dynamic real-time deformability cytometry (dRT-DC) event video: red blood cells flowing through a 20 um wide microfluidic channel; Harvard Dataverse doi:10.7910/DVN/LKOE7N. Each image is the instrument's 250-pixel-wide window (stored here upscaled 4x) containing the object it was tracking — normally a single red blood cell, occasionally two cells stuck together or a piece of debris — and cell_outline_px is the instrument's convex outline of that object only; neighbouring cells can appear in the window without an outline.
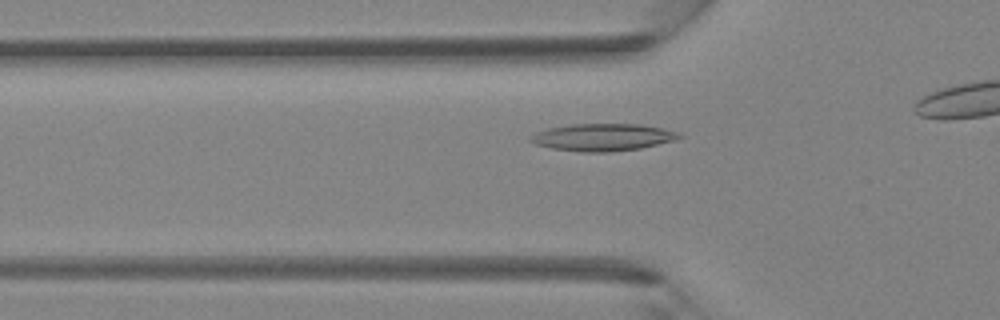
{"species": "Egyptian fruit bat (a non-hibernating species)", "species_latin": "Rousettus aegyptiacus", "temperature_condition": "room temperature", "stored_images_in_passage": 16, "camera_frame_rate_fps": 3000, "um_per_image_px": 0.085, "animal": {"sex": "female"}, "frame": {"image": 1, "passage_image": 3, "time_ms": 0.667, "image_size_px": [1000, 320], "cell_outline_px": [[684, 136], [676, 140], [640, 148], [608, 152], [580, 152], [552, 148], [536, 144], [528, 140], [536, 132], [548, 128], [572, 124], [640, 124], [664, 128], [676, 132]], "centroid_in_image_um": [51.25, 11.66], "position_along_channel_um": 74.5, "area_um2": 23.52}}
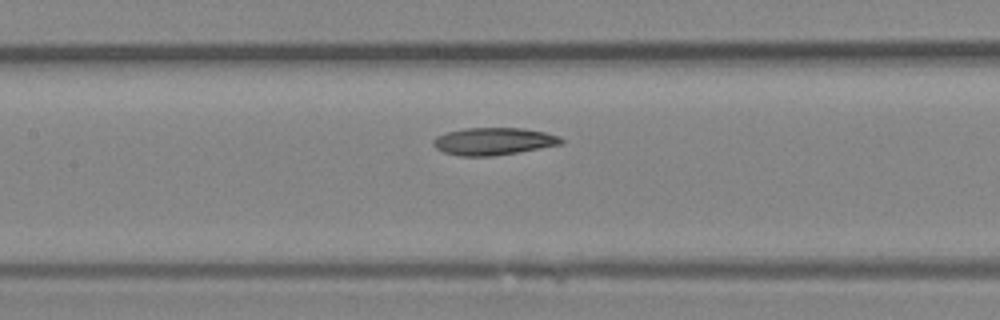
{"frame": {"image": 2, "passage_image": 9, "time_ms": 2.667, "image_size_px": [1000, 320], "cell_outline_px": [[564, 144], [492, 156], [460, 156], [444, 152], [436, 148], [432, 144], [432, 140], [436, 136], [448, 132], [464, 128], [524, 128], [544, 132], [560, 136], [564, 140]], "centroid_in_image_um": [41.95, 12.01], "position_along_channel_um": 165.4, "area_um2": 20.4}}
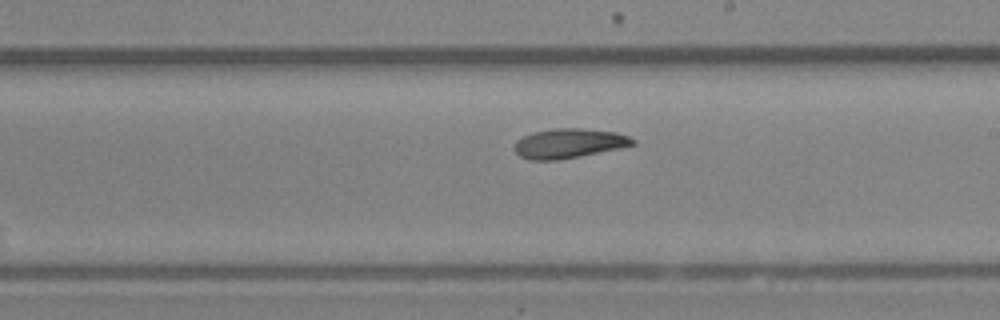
{"frame": {"image": 3, "passage_image": 14, "time_ms": 4.333, "image_size_px": [1000, 320], "cell_outline_px": [[636, 144], [620, 148], [560, 160], [528, 160], [520, 156], [516, 152], [516, 140], [532, 132], [556, 128], [580, 128], [616, 132], [628, 136], [636, 140]], "centroid_in_image_um": [48.37, 12.19], "position_along_channel_um": 240.6, "area_um2": 20.35}}